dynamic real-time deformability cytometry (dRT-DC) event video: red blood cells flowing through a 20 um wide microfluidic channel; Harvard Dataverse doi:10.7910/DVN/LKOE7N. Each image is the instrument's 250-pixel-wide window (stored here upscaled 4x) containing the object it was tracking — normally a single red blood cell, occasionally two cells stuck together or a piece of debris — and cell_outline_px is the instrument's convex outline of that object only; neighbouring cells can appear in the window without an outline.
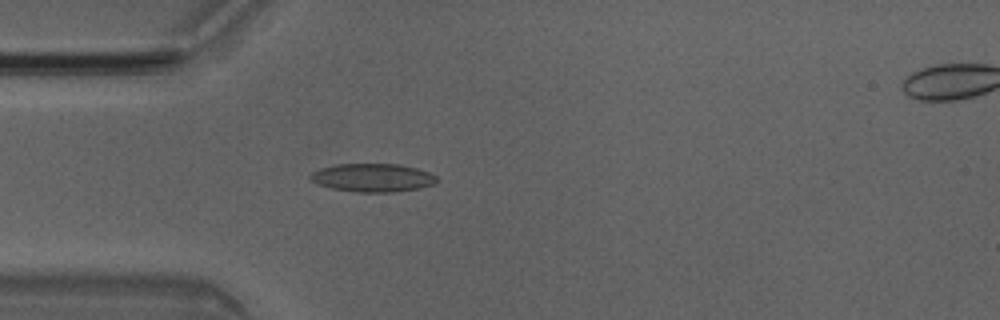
{"species": "Egyptian fruit bat (a non-hibernating species)", "species_latin": "Rousettus aegyptiacus", "temperature_condition": "room temperature", "stored_images_in_passage": 5, "camera_frame_rate_fps": 3000, "um_per_image_px": 0.085, "animal": {"sex": "male"}, "frame": {"image": 1, "passage_image": 4, "time_ms": 1.0, "image_size_px": [1000, 320], "cell_outline_px": [[440, 180], [436, 184], [420, 188], [396, 192], [356, 192], [332, 188], [316, 184], [308, 176], [312, 172], [320, 168], [336, 164], [400, 164], [416, 168], [428, 172], [436, 176]], "centroid_in_image_um": [31.7, 15.11], "position_along_channel_um": 53.3, "area_um2": 21.04}}